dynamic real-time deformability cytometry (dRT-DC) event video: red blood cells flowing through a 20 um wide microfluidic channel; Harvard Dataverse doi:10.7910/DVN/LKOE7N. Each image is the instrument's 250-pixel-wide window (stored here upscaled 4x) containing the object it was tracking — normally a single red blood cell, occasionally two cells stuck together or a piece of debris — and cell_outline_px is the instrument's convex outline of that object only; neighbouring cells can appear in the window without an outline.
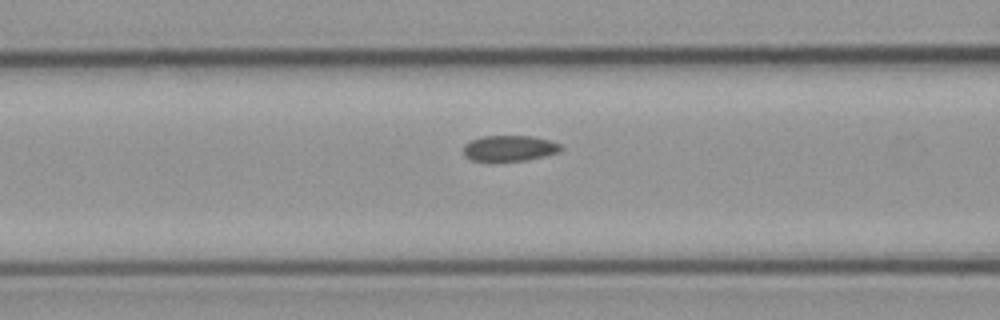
{"species": "common noctule bat (a hibernating species)", "species_latin": "Nyctalus noctula", "temperature_condition": "cold", "stored_images_in_passage": 4, "camera_frame_rate_fps": 3000, "um_per_image_px": 0.085, "animal": {"sex": "male", "body_mass_g": 23.1, "forearm_length_mm": 52.7}, "frame": {"image": 1, "passage_image": 4, "time_ms": 4.333, "image_size_px": [1000, 320], "cell_outline_px": [[564, 148], [560, 152], [528, 160], [472, 160], [464, 156], [464, 144], [480, 136], [532, 136], [552, 140], [560, 144]], "centroid_in_image_um": [43.35, 12.58], "position_along_channel_um": 123.2, "area_um2": 14.62}}